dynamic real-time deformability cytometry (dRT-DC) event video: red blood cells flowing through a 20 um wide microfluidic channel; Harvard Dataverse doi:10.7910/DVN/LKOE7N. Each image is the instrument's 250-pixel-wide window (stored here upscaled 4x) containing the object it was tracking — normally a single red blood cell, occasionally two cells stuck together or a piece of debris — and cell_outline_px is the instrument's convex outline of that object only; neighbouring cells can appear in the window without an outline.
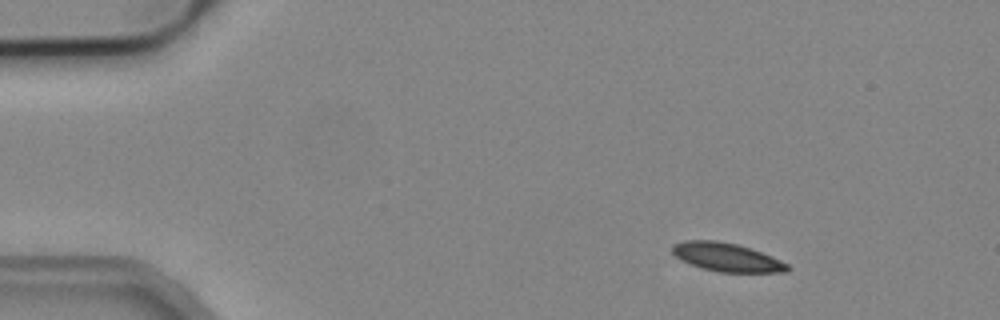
{"species": "common noctule bat (a hibernating species)", "species_latin": "Nyctalus noctula", "temperature_condition": "cold", "stored_images_in_passage": 7, "camera_frame_rate_fps": 3000, "um_per_image_px": 0.085, "animal": {"sex": "male", "body_mass_g": 19.2, "forearm_length_mm": 51.8}, "frame": {"image": 1, "passage_image": 1, "time_ms": 0.0, "image_size_px": [1000, 320], "cell_outline_px": [[792, 268], [788, 272], [720, 272], [704, 268], [692, 264], [676, 256], [672, 252], [672, 244], [684, 240], [716, 240], [736, 244], [752, 248], [780, 260], [788, 264]], "centroid_in_image_um": [61.81, 21.85], "position_along_channel_um": 23.2, "area_um2": 19.02}}
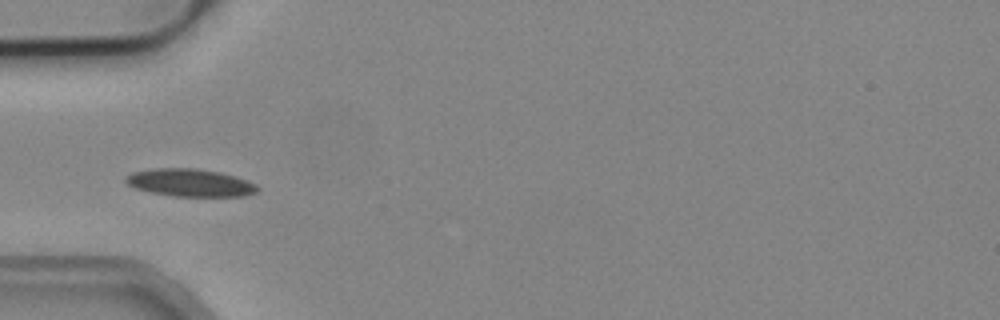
{"frame": {"image": 2, "passage_image": 4, "time_ms": 1.0, "image_size_px": [1000, 320], "cell_outline_px": [[260, 188], [256, 192], [244, 196], [172, 196], [152, 192], [136, 188], [128, 184], [124, 180], [124, 176], [132, 172], [152, 168], [196, 168], [220, 172], [236, 176], [248, 180], [256, 184]], "centroid_in_image_um": [16.17, 15.52], "position_along_channel_um": 68.8, "area_um2": 21.33}}
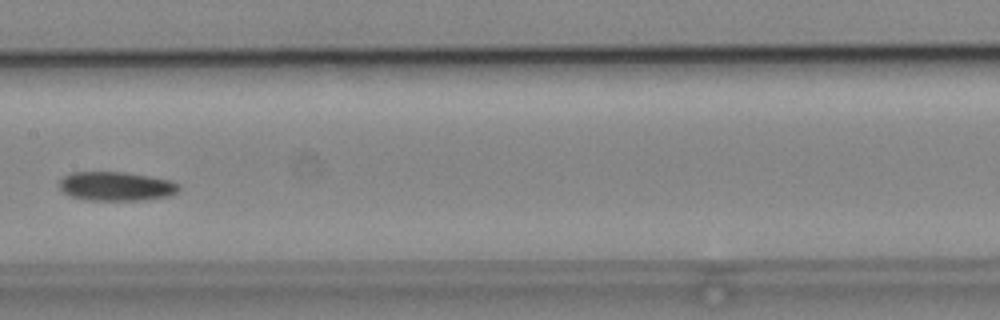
{"frame": {"image": 3, "passage_image": 7, "time_ms": 2.0, "image_size_px": [1000, 320], "cell_outline_px": [[180, 188], [176, 192], [168, 196], [144, 200], [88, 200], [72, 196], [64, 192], [60, 188], [60, 180], [64, 176], [72, 172], [124, 172], [148, 176], [168, 180], [176, 184]], "centroid_in_image_um": [9.85, 15.83], "position_along_channel_um": 197.6, "area_um2": 19.94}}